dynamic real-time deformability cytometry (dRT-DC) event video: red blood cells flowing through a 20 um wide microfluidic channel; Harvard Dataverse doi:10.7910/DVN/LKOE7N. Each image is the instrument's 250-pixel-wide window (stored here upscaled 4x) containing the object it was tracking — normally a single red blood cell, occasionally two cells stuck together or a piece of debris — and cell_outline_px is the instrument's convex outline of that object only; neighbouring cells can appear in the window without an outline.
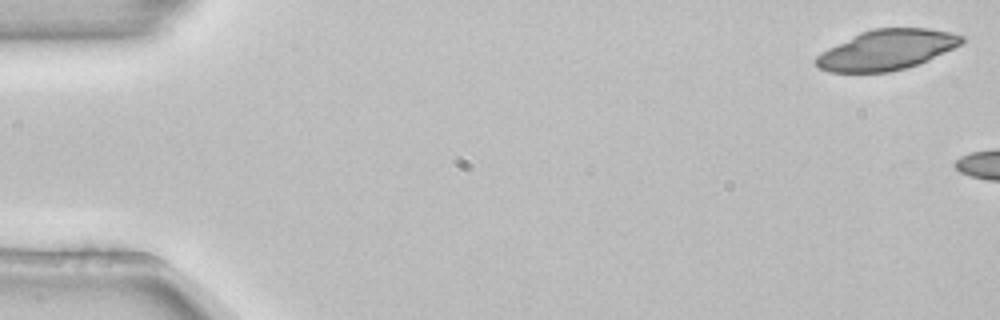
{"species": "common noctule bat (a hibernating species)", "species_latin": "Nyctalus noctula", "temperature_condition": "room temperature", "stored_images_in_passage": 3, "camera_frame_rate_fps": 3000, "um_per_image_px": 0.085, "animal": {"sex": "female", "body_mass_g": 22.7, "forearm_length_mm": 54.2}, "frame": {"image": 1, "passage_image": 1, "time_ms": 0.0, "image_size_px": [1000, 320], "cell_outline_px": [[964, 40], [960, 44], [920, 64], [888, 72], [828, 72], [820, 68], [816, 64], [816, 56], [820, 52], [860, 32], [872, 28], [928, 28], [952, 32], [964, 36]], "centroid_in_image_um": [75.37, 4.23], "position_along_channel_um": 9.6, "area_um2": 33.93}}